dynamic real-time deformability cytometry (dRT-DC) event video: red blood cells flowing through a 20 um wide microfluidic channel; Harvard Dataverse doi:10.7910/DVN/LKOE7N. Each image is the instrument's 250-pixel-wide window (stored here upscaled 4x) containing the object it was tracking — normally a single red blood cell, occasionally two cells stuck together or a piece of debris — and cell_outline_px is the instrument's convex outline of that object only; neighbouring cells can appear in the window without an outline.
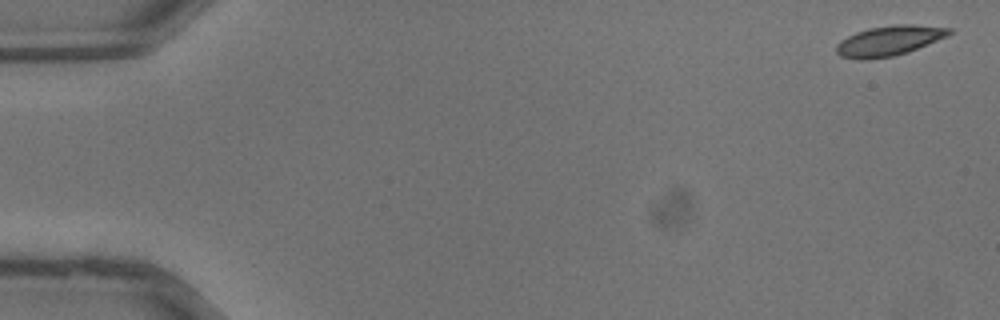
{"species": "common noctule bat (a hibernating species)", "species_latin": "Nyctalus noctula", "temperature_condition": "warm", "stored_images_in_passage": 37, "camera_frame_rate_fps": 3000, "um_per_image_px": 0.085, "animal": {"sex": "male", "body_mass_g": 13.3}, "frame": {"image": 1, "passage_image": 1, "time_ms": 0.0, "image_size_px": [1000, 320], "cell_outline_px": [[952, 32], [948, 36], [908, 52], [892, 56], [868, 60], [860, 60], [840, 56], [836, 52], [836, 44], [840, 40], [856, 32], [868, 28], [892, 24], [912, 24], [952, 28]], "centroid_in_image_um": [75.56, 3.46], "position_along_channel_um": 9.4, "area_um2": 19.94}}
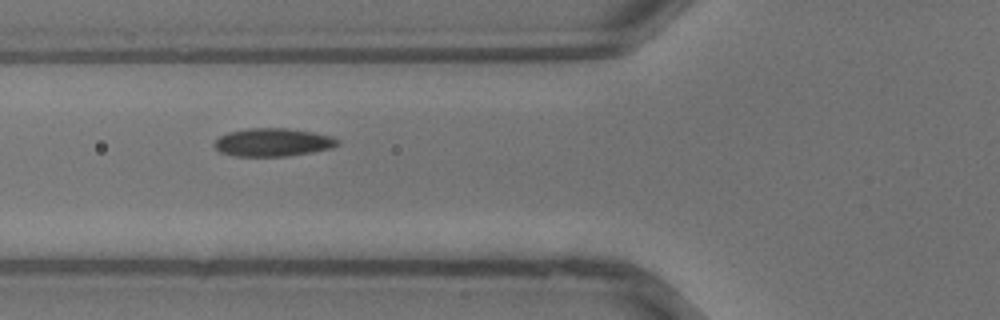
{"frame": {"image": 2, "passage_image": 14, "time_ms": 4.333, "image_size_px": [1000, 320], "cell_outline_px": [[340, 144], [332, 148], [312, 152], [288, 156], [236, 156], [220, 152], [212, 144], [220, 136], [228, 132], [248, 128], [288, 128], [312, 132], [332, 136], [340, 140]], "centroid_in_image_um": [23.21, 12.09], "position_along_channel_um": 102.6, "area_um2": 20.29}}
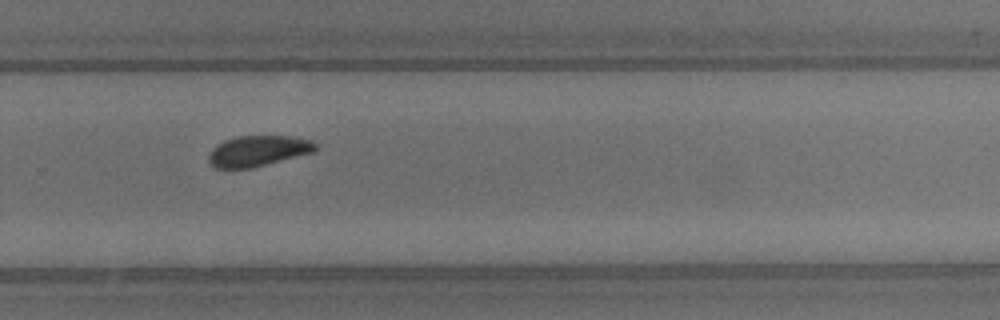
{"frame": {"image": 3, "passage_image": 25, "time_ms": 8.0, "image_size_px": [1000, 320], "cell_outline_px": [[316, 152], [252, 168], [216, 168], [208, 160], [208, 156], [212, 148], [216, 144], [224, 140], [236, 136], [288, 136], [312, 140], [316, 144]], "centroid_in_image_um": [21.94, 12.83], "position_along_channel_um": 307.9, "area_um2": 19.25}}